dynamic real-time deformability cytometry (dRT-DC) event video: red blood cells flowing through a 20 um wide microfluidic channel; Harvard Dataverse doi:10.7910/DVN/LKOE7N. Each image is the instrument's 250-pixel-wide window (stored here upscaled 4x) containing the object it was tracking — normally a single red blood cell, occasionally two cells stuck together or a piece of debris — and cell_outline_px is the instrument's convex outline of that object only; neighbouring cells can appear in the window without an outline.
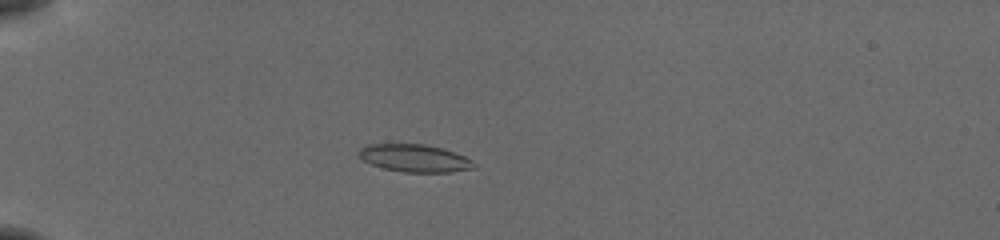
{"species": "common noctule bat (a hibernating species)", "species_latin": "Nyctalus noctula", "temperature_condition": "cold", "stored_images_in_passage": 55, "camera_frame_rate_fps": 3000, "um_per_image_px": 0.085, "animal": {"sex": "female", "body_mass_g": 19.5, "forearm_length_mm": 54.1}, "frame": {"image": 1, "passage_image": 17, "time_ms": 5.333, "image_size_px": [1000, 240], "cell_outline_px": [[476, 168], [452, 172], [404, 172], [384, 168], [372, 164], [356, 156], [360, 148], [368, 144], [424, 144], [440, 148], [464, 156], [472, 160], [476, 164]], "centroid_in_image_um": [35.24, 13.45], "position_along_channel_um": 49.8, "area_um2": 18.44}}
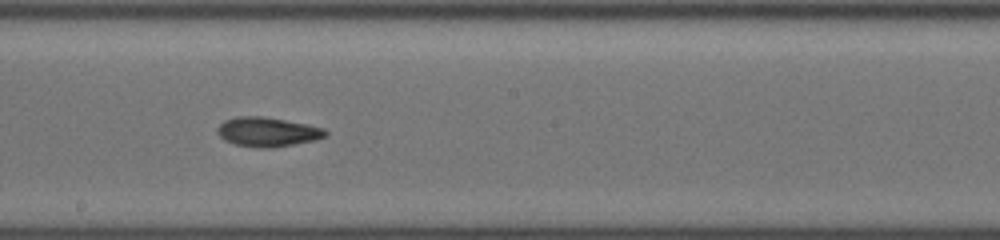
{"frame": {"image": 2, "passage_image": 33, "time_ms": 10.667, "image_size_px": [1000, 240], "cell_outline_px": [[328, 132], [324, 136], [316, 140], [272, 148], [256, 148], [236, 144], [224, 140], [216, 132], [216, 128], [224, 120], [236, 116], [264, 116], [308, 124], [324, 128]], "centroid_in_image_um": [22.72, 11.2], "position_along_channel_um": 225.5, "area_um2": 18.67}}
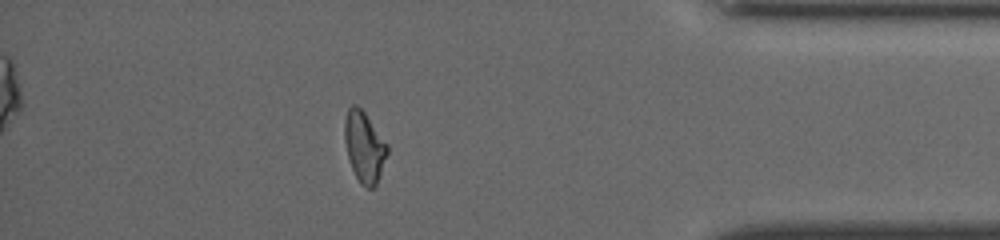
{"frame": {"image": 3, "passage_image": 49, "time_ms": 16.0, "image_size_px": [1000, 240], "cell_outline_px": [[388, 152], [376, 184], [372, 188], [368, 188], [360, 184], [352, 168], [348, 156], [344, 140], [344, 120], [348, 108], [352, 104], [356, 104], [364, 112], [388, 144]], "centroid_in_image_um": [30.95, 12.46], "position_along_channel_um": 404.2, "area_um2": 17.46}, "authors_computed_cell_mechanics": {"area_um2": 18.207, "velocity_mm_per_s": 3.8734, "shape_relaxation_time_tau1_ms": 9.5808, "shape_relaxation_time_tau2_ms": 5.5994, "deformation_change_tau1": 0.2185, "deformation_change_tau2": 0.119}}